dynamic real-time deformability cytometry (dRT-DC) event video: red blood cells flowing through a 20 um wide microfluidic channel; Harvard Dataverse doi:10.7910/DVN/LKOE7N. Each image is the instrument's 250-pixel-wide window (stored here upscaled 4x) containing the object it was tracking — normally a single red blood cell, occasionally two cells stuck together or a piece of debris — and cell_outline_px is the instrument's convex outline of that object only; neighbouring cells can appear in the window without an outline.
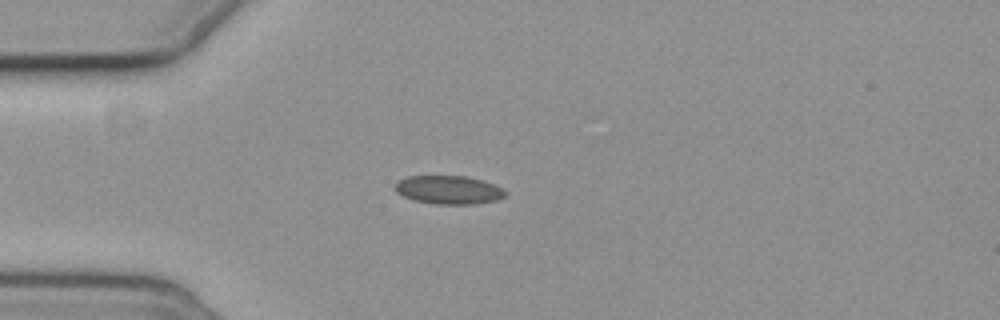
{"species": "common noctule bat (a hibernating species)", "species_latin": "Nyctalus noctula", "temperature_condition": "cold", "stored_images_in_passage": 4, "camera_frame_rate_fps": 3000, "um_per_image_px": 0.085, "animal": {"sex": "female", "body_mass_g": 19.3, "forearm_length_mm": 54.1}, "frame": {"image": 1, "passage_image": 3, "time_ms": 2.333, "image_size_px": [1000, 320], "cell_outline_px": [[508, 192], [504, 196], [496, 200], [476, 204], [436, 204], [412, 200], [396, 192], [392, 188], [396, 180], [408, 176], [468, 176], [504, 188]], "centroid_in_image_um": [38.09, 16.13], "position_along_channel_um": 46.9, "area_um2": 18.5}}
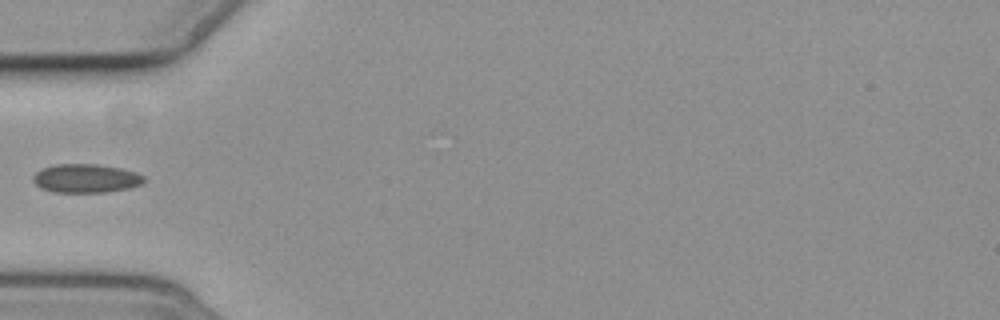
{"frame": {"image": 2, "passage_image": 4, "time_ms": 3.667, "image_size_px": [1000, 320], "cell_outline_px": [[144, 184], [132, 188], [104, 192], [52, 192], [40, 188], [32, 180], [32, 176], [36, 172], [44, 168], [56, 164], [96, 164], [120, 168], [136, 172], [144, 176]], "centroid_in_image_um": [7.32, 15.17], "position_along_channel_um": 77.7, "area_um2": 18.67}}